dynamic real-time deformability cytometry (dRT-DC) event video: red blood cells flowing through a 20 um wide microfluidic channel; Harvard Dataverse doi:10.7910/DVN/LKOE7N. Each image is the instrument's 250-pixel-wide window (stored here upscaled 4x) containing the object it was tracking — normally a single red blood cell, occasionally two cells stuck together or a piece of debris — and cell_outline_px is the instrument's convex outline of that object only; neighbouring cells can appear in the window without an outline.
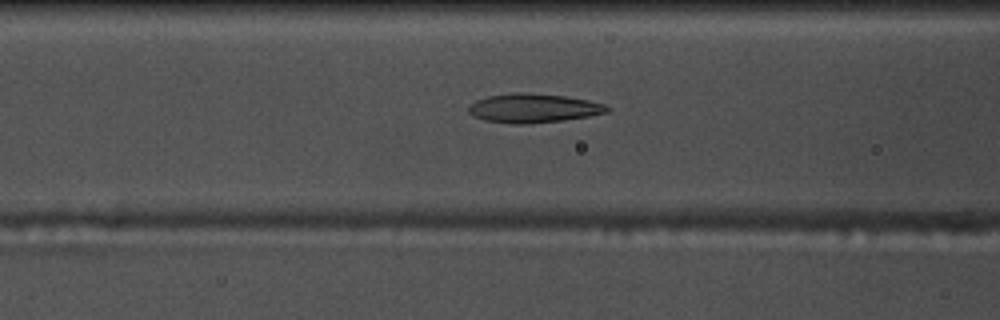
{"species": "common noctule bat (a hibernating species)", "species_latin": "Nyctalus noctula", "temperature_condition": "warm", "stored_images_in_passage": 53, "camera_frame_rate_fps": 3000, "um_per_image_px": 0.085, "animal": {"sex": "male", "body_mass_g": 17.5, "forearm_length_mm": 52.3}, "frame": {"image": 1, "passage_image": 20, "time_ms": 6.333, "image_size_px": [1000, 320], "cell_outline_px": [[612, 108], [608, 112], [588, 116], [564, 120], [524, 124], [516, 124], [484, 120], [472, 116], [468, 112], [468, 108], [476, 100], [488, 96], [516, 92], [520, 92], [564, 96], [588, 100], [604, 104]], "centroid_in_image_um": [45.34, 9.19], "position_along_channel_um": 121.3, "area_um2": 23.29}}
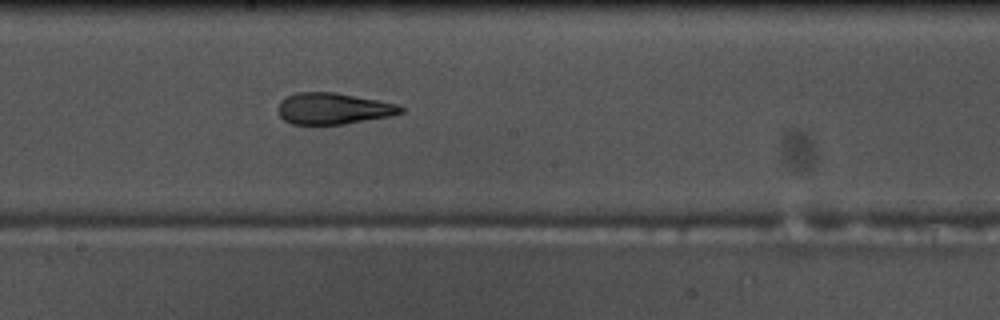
{"frame": {"image": 2, "passage_image": 28, "time_ms": 9.0, "image_size_px": [1000, 320], "cell_outline_px": [[404, 112], [392, 116], [344, 124], [292, 124], [284, 120], [276, 112], [276, 108], [280, 100], [296, 92], [336, 92], [396, 104], [404, 108]], "centroid_in_image_um": [28.29, 9.23], "position_along_channel_um": 219.9, "area_um2": 22.54}}
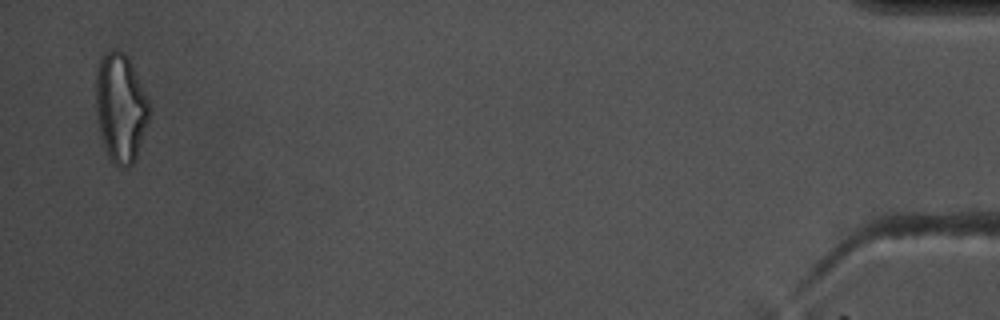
{"frame": {"image": 3, "passage_image": 52, "time_ms": 17.0, "image_size_px": [1000, 320], "cell_outline_px": [[148, 120], [136, 156], [132, 164], [120, 168], [112, 164], [108, 156], [104, 144], [96, 116], [96, 68], [100, 56], [104, 52], [124, 52], [128, 56], [148, 100]], "centroid_in_image_um": [10.22, 9.15], "position_along_channel_um": 425.0, "area_um2": 33.35}, "authors_computed_cell_mechanics": {"area_um2": 23.3512, "velocity_mm_per_s": 3.7145, "shape_relaxation_time_tau1_ms": 6.8498, "shape_relaxation_time_tau2_ms": 2.6755, "deformation_change_tau1": 0.2338, "deformation_change_tau2": 0.131}}